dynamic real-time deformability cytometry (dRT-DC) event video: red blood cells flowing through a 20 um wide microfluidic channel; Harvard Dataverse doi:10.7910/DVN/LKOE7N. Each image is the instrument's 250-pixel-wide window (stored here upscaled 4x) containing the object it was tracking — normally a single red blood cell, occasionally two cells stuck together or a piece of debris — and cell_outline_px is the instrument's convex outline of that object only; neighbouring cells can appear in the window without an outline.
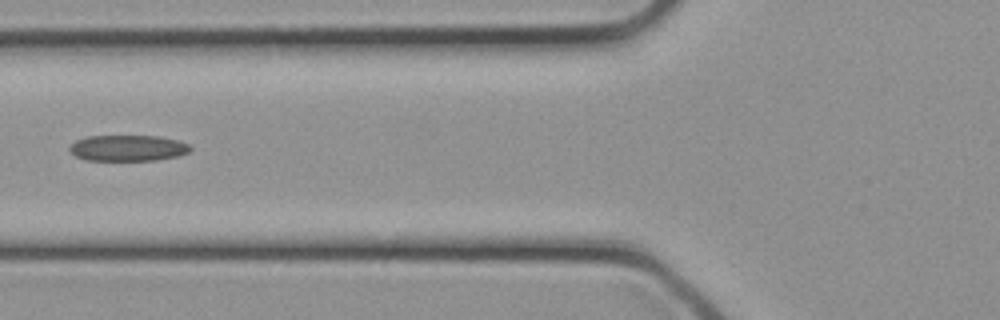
{"species": "common noctule bat (a hibernating species)", "species_latin": "Nyctalus noctula", "temperature_condition": "cold", "stored_images_in_passage": 10, "camera_frame_rate_fps": 3000, "um_per_image_px": 0.085, "animal": {"sex": "female", "body_mass_g": 21.9}, "frame": {"image": 1, "passage_image": 7, "time_ms": 2.0, "image_size_px": [1000, 320], "cell_outline_px": [[192, 148], [188, 152], [180, 156], [156, 160], [84, 160], [76, 156], [68, 148], [76, 140], [88, 136], [160, 136], [176, 140], [188, 144]], "centroid_in_image_um": [10.88, 12.58], "position_along_channel_um": 114.9, "area_um2": 18.26}}
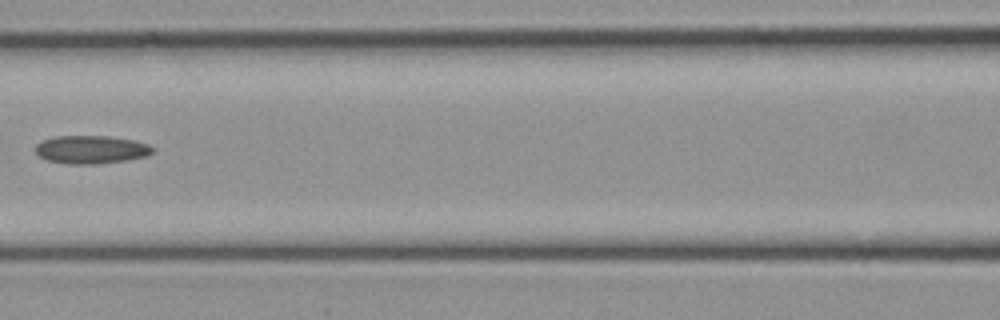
{"frame": {"image": 2, "passage_image": 9, "time_ms": 2.667, "image_size_px": [1000, 320], "cell_outline_px": [[156, 148], [148, 156], [124, 160], [96, 164], [68, 164], [44, 160], [36, 152], [36, 144], [40, 140], [56, 136], [108, 136], [132, 140], [148, 144]], "centroid_in_image_um": [7.72, 12.71], "position_along_channel_um": 158.9, "area_um2": 19.31}}